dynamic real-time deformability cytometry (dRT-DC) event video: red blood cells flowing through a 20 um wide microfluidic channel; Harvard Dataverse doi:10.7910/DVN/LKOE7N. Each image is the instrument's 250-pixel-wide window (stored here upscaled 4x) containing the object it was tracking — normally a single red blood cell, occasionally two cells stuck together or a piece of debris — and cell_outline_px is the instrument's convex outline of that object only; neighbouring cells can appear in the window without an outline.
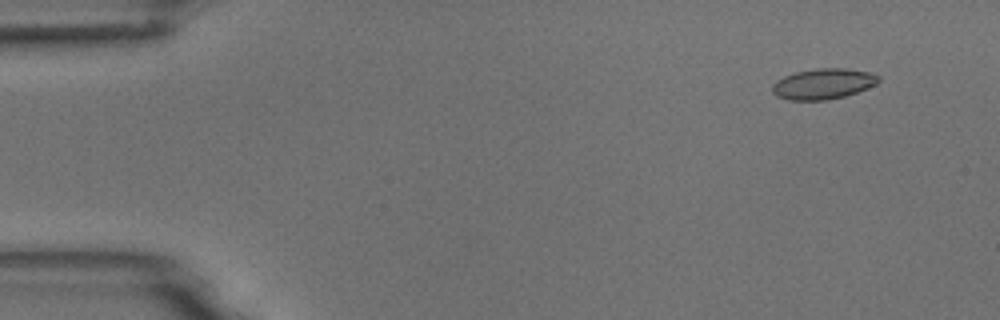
{"species": "common noctule bat (a hibernating species)", "species_latin": "Nyctalus noctula", "temperature_condition": "room temperature", "stored_images_in_passage": 8, "camera_frame_rate_fps": 3000, "um_per_image_px": 0.085, "animal": {"sex": "male", "body_mass_g": 18.8}, "frame": {"image": 1, "passage_image": 2, "time_ms": 1.333, "image_size_px": [1000, 320], "cell_outline_px": [[880, 80], [876, 84], [856, 92], [844, 96], [828, 100], [788, 100], [776, 96], [772, 92], [772, 84], [776, 80], [784, 76], [796, 72], [816, 68], [844, 68], [872, 72], [880, 76]], "centroid_in_image_um": [69.96, 7.12], "position_along_channel_um": 15.0, "area_um2": 19.07}}
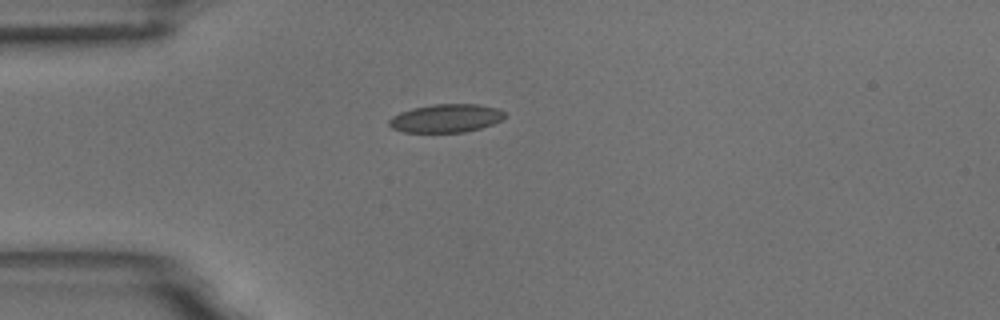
{"frame": {"image": 2, "passage_image": 5, "time_ms": 4.667, "image_size_px": [1000, 320], "cell_outline_px": [[504, 116], [500, 120], [492, 124], [480, 128], [464, 132], [404, 132], [392, 128], [388, 124], [388, 120], [392, 116], [400, 112], [412, 108], [432, 104], [480, 104], [496, 108], [504, 112]], "centroid_in_image_um": [37.87, 10.04], "position_along_channel_um": 47.1, "area_um2": 19.02}}